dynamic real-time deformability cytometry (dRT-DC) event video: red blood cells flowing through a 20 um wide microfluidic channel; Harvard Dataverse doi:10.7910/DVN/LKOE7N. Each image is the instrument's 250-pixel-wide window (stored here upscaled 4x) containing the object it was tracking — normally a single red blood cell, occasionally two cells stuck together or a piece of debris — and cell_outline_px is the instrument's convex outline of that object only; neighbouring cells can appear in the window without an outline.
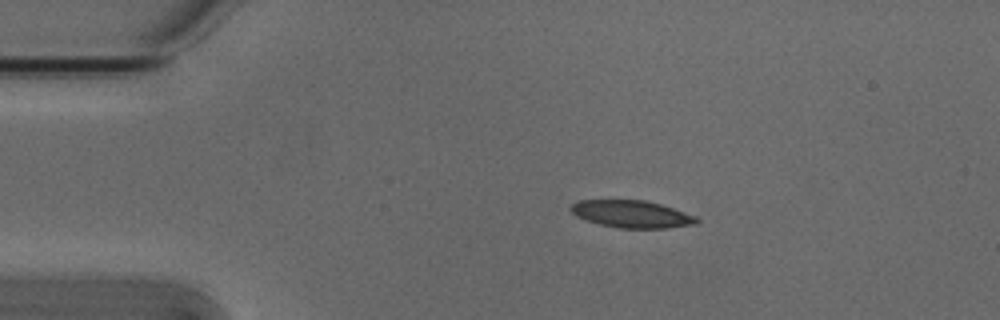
{"species": "Egyptian fruit bat (a non-hibernating species)", "species_latin": "Rousettus aegyptiacus", "temperature_condition": "cold", "stored_images_in_passage": 44, "camera_frame_rate_fps": 3000, "um_per_image_px": 0.085, "animal": {"sex": "male"}, "frame": {"image": 1, "passage_image": 1, "time_ms": 0.0, "image_size_px": [1000, 320], "cell_outline_px": [[700, 220], [696, 224], [668, 228], [620, 228], [600, 224], [576, 216], [568, 208], [576, 200], [644, 200], [660, 204], [696, 216]], "centroid_in_image_um": [53.69, 18.19], "position_along_channel_um": 31.3, "area_um2": 19.94}}
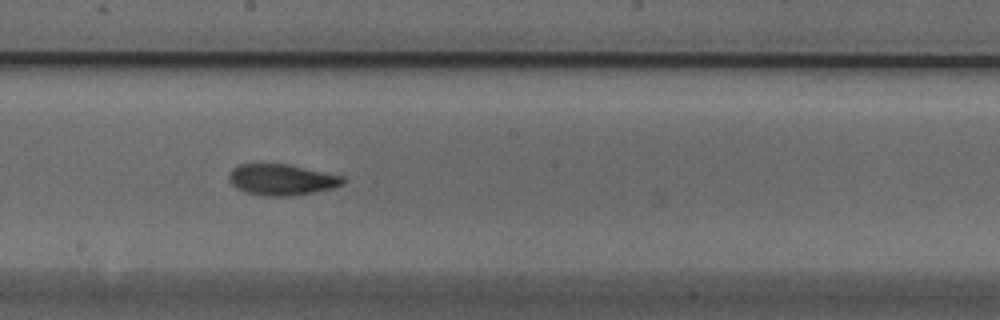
{"frame": {"image": 2, "passage_image": 20, "time_ms": 6.333, "image_size_px": [1000, 320], "cell_outline_px": [[348, 180], [344, 184], [332, 188], [292, 196], [264, 196], [248, 192], [236, 188], [228, 180], [228, 176], [232, 168], [240, 164], [288, 164], [344, 176]], "centroid_in_image_um": [23.96, 15.27], "position_along_channel_um": 224.2, "area_um2": 20.69}}
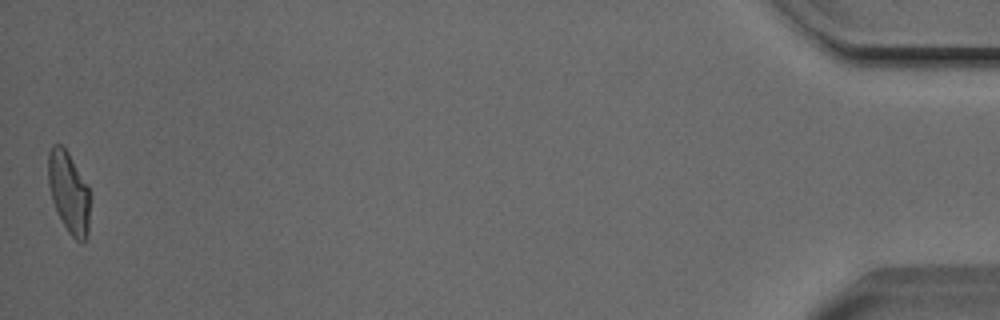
{"frame": {"image": 3, "passage_image": 44, "time_ms": 14.333, "image_size_px": [1000, 320], "cell_outline_px": [[88, 232], [84, 240], [80, 244], [68, 232], [56, 212], [52, 200], [48, 184], [48, 152], [52, 144], [60, 144], [68, 152], [88, 184]], "centroid_in_image_um": [5.82, 16.33], "position_along_channel_um": 429.4, "area_um2": 19.77}, "authors_computed_cell_mechanics": {"area_um2": 20.3456, "velocity_mm_per_s": 3.8087, "shape_relaxation_time_tau1_ms": 3.6064, "shape_relaxation_time_tau2_ms": 2.0607, "deformation_change_tau1": 0.154, "deformation_change_tau2": 0.0824}}